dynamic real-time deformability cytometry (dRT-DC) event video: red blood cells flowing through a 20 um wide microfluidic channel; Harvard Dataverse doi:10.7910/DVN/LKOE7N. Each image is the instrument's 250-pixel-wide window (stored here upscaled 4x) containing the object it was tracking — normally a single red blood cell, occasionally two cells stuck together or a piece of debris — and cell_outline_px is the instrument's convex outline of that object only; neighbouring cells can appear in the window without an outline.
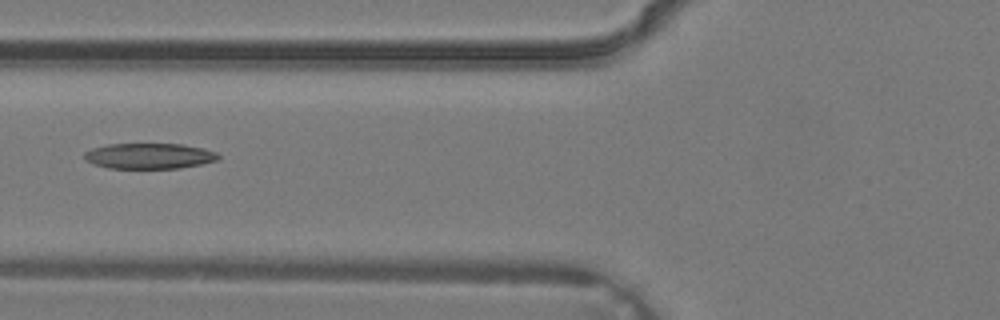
{"species": "common noctule bat (a hibernating species)", "species_latin": "Nyctalus noctula", "temperature_condition": "warm", "stored_images_in_passage": 3, "camera_frame_rate_fps": 3000, "um_per_image_px": 0.085, "animal": {"sex": "male", "body_mass_g": 19.2, "forearm_length_mm": 51.8}, "frame": {"image": 1, "passage_image": 3, "time_ms": 0.667, "image_size_px": [1000, 320], "cell_outline_px": [[220, 160], [180, 168], [108, 168], [84, 160], [84, 152], [92, 148], [108, 144], [184, 144], [204, 148], [216, 152], [220, 156]], "centroid_in_image_um": [12.71, 13.25], "position_along_channel_um": 113.1, "area_um2": 20.06}}